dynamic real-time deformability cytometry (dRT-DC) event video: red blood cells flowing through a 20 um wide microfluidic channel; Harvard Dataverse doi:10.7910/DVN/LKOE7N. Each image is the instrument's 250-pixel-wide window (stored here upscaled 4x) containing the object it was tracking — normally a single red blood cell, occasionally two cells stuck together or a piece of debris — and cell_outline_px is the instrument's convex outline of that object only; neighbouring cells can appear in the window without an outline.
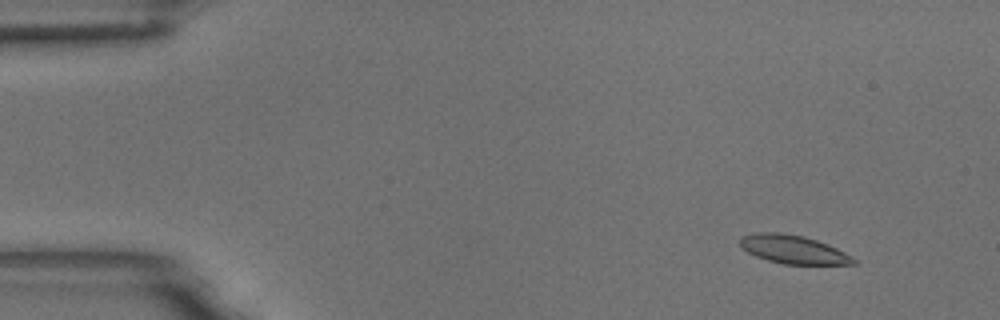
{"species": "common noctule bat (a hibernating species)", "species_latin": "Nyctalus noctula", "temperature_condition": "room temperature", "stored_images_in_passage": 4, "camera_frame_rate_fps": 3000, "um_per_image_px": 0.085, "animal": {"sex": "male", "body_mass_g": 18.8}, "frame": {"image": 1, "passage_image": 1, "time_ms": 0.0, "image_size_px": [1000, 320], "cell_outline_px": [[860, 260], [856, 264], [784, 264], [768, 260], [756, 256], [740, 248], [740, 236], [760, 232], [776, 232], [804, 236], [828, 244]], "centroid_in_image_um": [67.44, 21.2], "position_along_channel_um": 17.6, "area_um2": 18.84}}
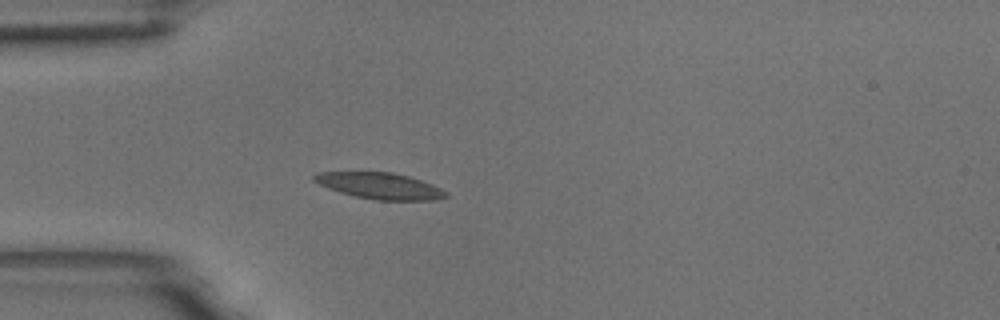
{"frame": {"image": 2, "passage_image": 4, "time_ms": 1.0, "image_size_px": [1000, 320], "cell_outline_px": [[448, 196], [436, 200], [376, 200], [356, 196], [340, 192], [328, 188], [312, 180], [312, 176], [320, 172], [392, 172], [408, 176], [432, 184], [448, 192]], "centroid_in_image_um": [32.3, 15.8], "position_along_channel_um": 52.7, "area_um2": 20.06}}